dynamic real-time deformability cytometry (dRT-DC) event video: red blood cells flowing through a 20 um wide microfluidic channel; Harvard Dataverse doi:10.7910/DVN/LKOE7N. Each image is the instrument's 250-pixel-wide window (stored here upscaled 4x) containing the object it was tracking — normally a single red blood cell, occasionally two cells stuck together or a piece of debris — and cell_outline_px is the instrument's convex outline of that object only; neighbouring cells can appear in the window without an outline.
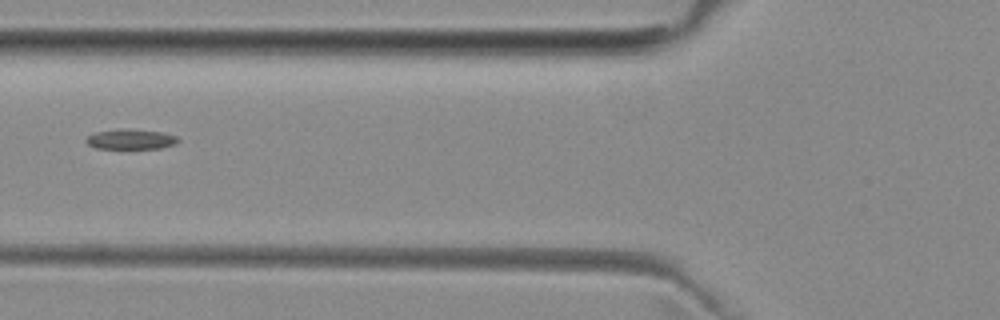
{"species": "common noctule bat (a hibernating species)", "species_latin": "Nyctalus noctula", "temperature_condition": "room temperature", "stored_images_in_passage": 3, "camera_frame_rate_fps": 3000, "um_per_image_px": 0.085, "animal": {"sex": "female", "body_mass_g": 29.2, "forearm_length_mm": 56.3}, "frame": {"image": 1, "passage_image": 3, "time_ms": 2.0, "image_size_px": [1000, 320], "cell_outline_px": [[180, 140], [176, 144], [160, 148], [96, 148], [88, 144], [84, 140], [88, 136], [96, 132], [116, 128], [128, 128], [164, 132], [176, 136]], "centroid_in_image_um": [11.13, 11.81], "position_along_channel_um": 114.7, "area_um2": 10.92}}